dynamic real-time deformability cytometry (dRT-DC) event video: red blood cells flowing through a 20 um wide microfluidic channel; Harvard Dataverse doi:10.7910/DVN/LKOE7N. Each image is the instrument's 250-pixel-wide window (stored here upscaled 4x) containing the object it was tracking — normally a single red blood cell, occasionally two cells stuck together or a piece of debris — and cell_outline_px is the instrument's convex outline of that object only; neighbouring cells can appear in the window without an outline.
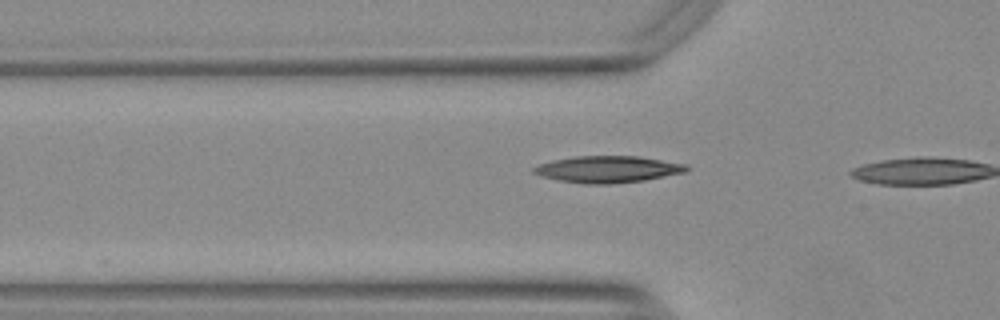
{"species": "Egyptian fruit bat (a non-hibernating species)", "species_latin": "Rousettus aegyptiacus", "temperature_condition": "warm", "stored_images_in_passage": 6, "camera_frame_rate_fps": 3000, "um_per_image_px": 0.085, "animal": {"sex": "female"}, "frame": {"image": 1, "passage_image": 5, "time_ms": 1.333, "image_size_px": [1000, 320], "cell_outline_px": [[688, 168], [684, 172], [644, 180], [608, 184], [584, 184], [560, 180], [540, 176], [532, 172], [532, 168], [540, 164], [552, 160], [572, 156], [640, 156], [688, 164]], "centroid_in_image_um": [51.64, 14.38], "position_along_channel_um": 74.2, "area_um2": 23.76}}